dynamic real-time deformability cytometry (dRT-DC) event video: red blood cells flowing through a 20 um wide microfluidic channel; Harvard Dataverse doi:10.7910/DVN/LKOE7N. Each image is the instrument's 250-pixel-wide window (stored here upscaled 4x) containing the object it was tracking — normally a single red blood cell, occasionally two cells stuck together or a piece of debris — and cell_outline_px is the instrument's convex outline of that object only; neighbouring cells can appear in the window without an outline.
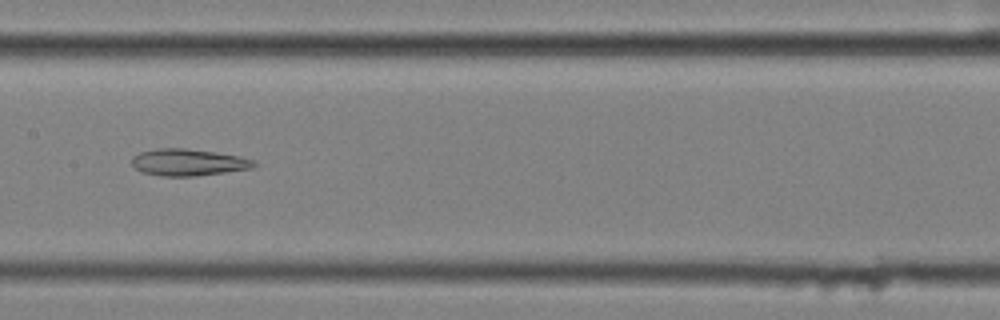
{"species": "common noctule bat (a hibernating species)", "species_latin": "Nyctalus noctula", "temperature_condition": "cold", "stored_images_in_passage": 43, "camera_frame_rate_fps": 3000, "um_per_image_px": 0.085, "animal": {"sex": "female", "body_mass_g": 25.1}, "frame": {"image": 1, "passage_image": 19, "time_ms": 6.0, "image_size_px": [1000, 320], "cell_outline_px": [[256, 164], [252, 168], [196, 176], [160, 176], [140, 172], [132, 164], [132, 156], [140, 152], [156, 148], [184, 148], [216, 152], [240, 156], [256, 160]], "centroid_in_image_um": [15.99, 13.79], "position_along_channel_um": 191.4, "area_um2": 19.19}}
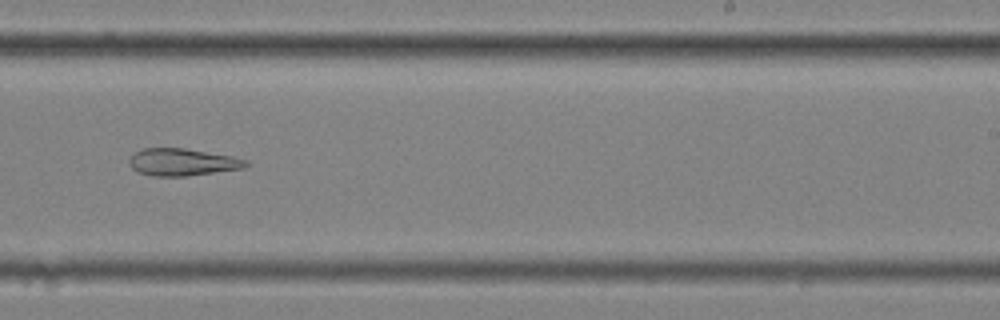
{"frame": {"image": 2, "passage_image": 26, "time_ms": 8.333, "image_size_px": [1000, 320], "cell_outline_px": [[248, 164], [244, 168], [184, 176], [152, 176], [140, 172], [132, 168], [128, 164], [128, 160], [136, 152], [144, 148], [184, 148], [232, 156], [248, 160]], "centroid_in_image_um": [15.5, 13.78], "position_along_channel_um": 273.5, "area_um2": 18.32}}
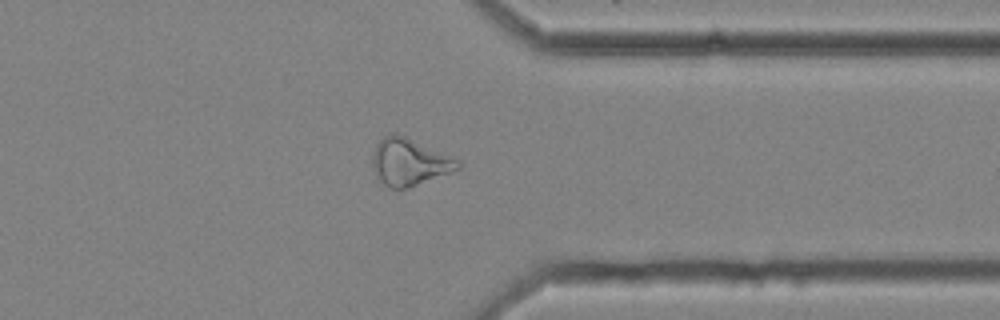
{"frame": {"image": 3, "passage_image": 35, "time_ms": 11.333, "image_size_px": [1000, 320], "cell_outline_px": [[460, 168], [416, 184], [404, 188], [392, 188], [384, 184], [380, 180], [372, 168], [372, 156], [376, 144], [384, 136], [392, 132], [396, 132], [452, 156], [460, 160]], "centroid_in_image_um": [34.76, 13.73], "position_along_channel_um": 376.6, "area_um2": 23.06}, "authors_computed_cell_mechanics": {"area_um2": 22.6576, "velocity_mm_per_s": 3.5238, "shape_relaxation_time_tau1_ms": null, "shape_relaxation_time_tau2_ms": 6.6338, "deformation_change_tau1": null, "deformation_change_tau2": 0.185}}